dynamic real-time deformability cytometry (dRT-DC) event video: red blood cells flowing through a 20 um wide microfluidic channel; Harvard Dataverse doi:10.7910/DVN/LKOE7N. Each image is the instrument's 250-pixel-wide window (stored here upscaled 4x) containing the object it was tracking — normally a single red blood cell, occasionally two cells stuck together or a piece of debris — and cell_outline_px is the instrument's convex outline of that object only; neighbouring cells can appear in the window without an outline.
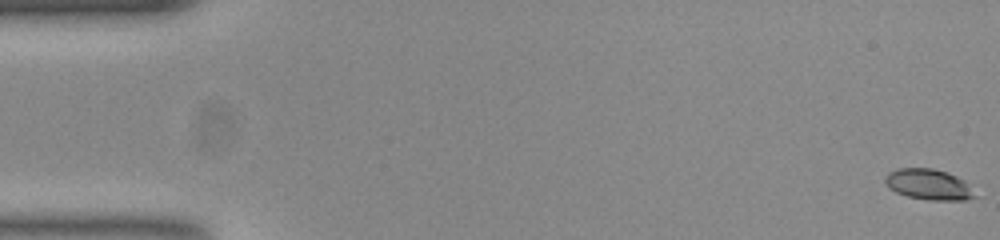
{"species": "common noctule bat (a hibernating species)", "species_latin": "Nyctalus noctula", "temperature_condition": "room temperature", "stored_images_in_passage": 54, "camera_frame_rate_fps": 3000, "um_per_image_px": 0.085, "animal": {"sex": "female", "body_mass_g": 23.0, "forearm_length_mm": 53.4}, "frame": {"image": 1, "passage_image": 1, "time_ms": 0.0, "image_size_px": [1000, 240], "cell_outline_px": [[980, 196], [964, 200], [928, 200], [908, 196], [896, 192], [888, 188], [884, 180], [888, 172], [900, 168], [932, 168], [956, 176], [964, 180]], "centroid_in_image_um": [78.96, 15.69], "position_along_channel_um": 6.0, "area_um2": 16.13}}
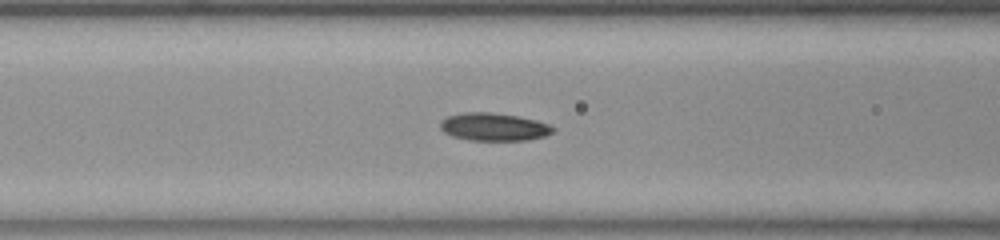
{"frame": {"image": 2, "passage_image": 22, "time_ms": 7.0, "image_size_px": [1000, 240], "cell_outline_px": [[556, 128], [552, 132], [544, 136], [524, 140], [468, 140], [452, 136], [444, 132], [440, 128], [440, 124], [448, 116], [464, 112], [488, 112], [516, 116], [536, 120], [548, 124]], "centroid_in_image_um": [41.96, 10.79], "position_along_channel_um": 124.6, "area_um2": 18.03}}
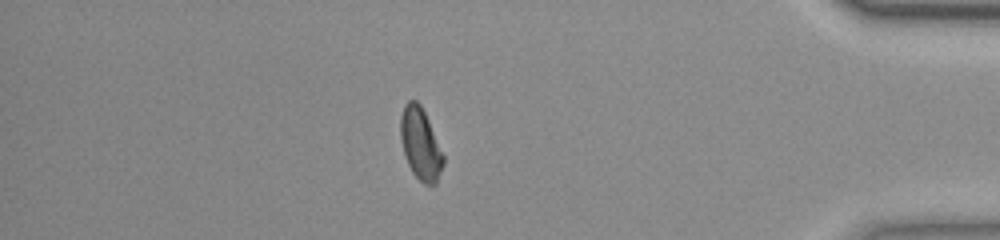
{"frame": {"image": 3, "passage_image": 47, "time_ms": 15.333, "image_size_px": [1000, 240], "cell_outline_px": [[444, 164], [436, 184], [424, 184], [412, 172], [408, 164], [404, 152], [400, 136], [400, 116], [404, 104], [408, 100], [416, 100], [420, 104], [428, 120], [444, 156]], "centroid_in_image_um": [35.73, 12.22], "position_along_channel_um": 399.5, "area_um2": 17.74}, "authors_computed_cell_mechanics": {"area_um2": 17.5134, "velocity_mm_per_s": 3.8042, "shape_relaxation_time_tau1_ms": null, "shape_relaxation_time_tau2_ms": 3.0911, "deformation_change_tau1": null, "deformation_change_tau2": 0.0909}}